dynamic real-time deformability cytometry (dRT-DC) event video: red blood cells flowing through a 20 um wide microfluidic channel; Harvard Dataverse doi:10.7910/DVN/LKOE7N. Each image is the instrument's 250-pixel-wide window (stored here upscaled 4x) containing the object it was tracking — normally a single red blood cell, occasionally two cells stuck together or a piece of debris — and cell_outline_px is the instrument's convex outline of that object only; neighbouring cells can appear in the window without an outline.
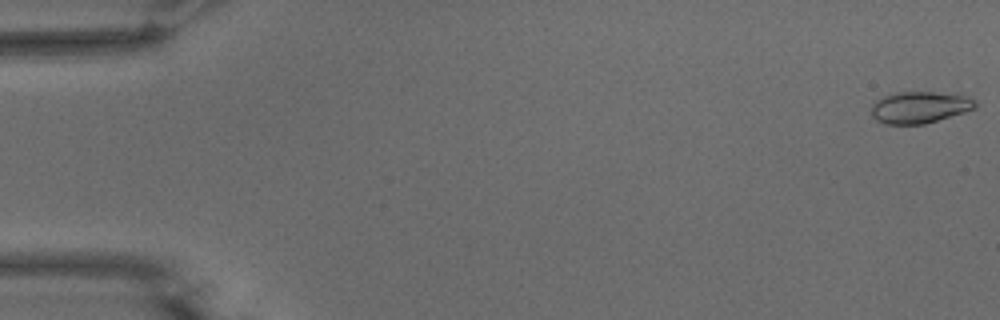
{"species": "common noctule bat (a hibernating species)", "species_latin": "Nyctalus noctula", "temperature_condition": "warm", "stored_images_in_passage": 28, "camera_frame_rate_fps": 3000, "um_per_image_px": 0.085, "animal": {"sex": "male", "body_mass_g": 15.6}, "frame": {"image": 1, "passage_image": 1, "time_ms": 0.0, "image_size_px": [1000, 320], "cell_outline_px": [[976, 108], [964, 112], [924, 124], [884, 124], [876, 120], [872, 116], [872, 104], [876, 100], [884, 96], [896, 92], [932, 92], [964, 96], [976, 100]], "centroid_in_image_um": [78.14, 9.13], "position_along_channel_um": 6.9, "area_um2": 19.02}}
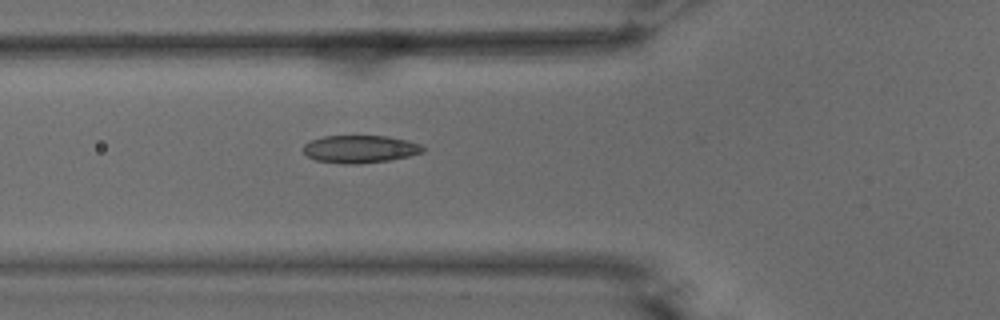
{"frame": {"image": 2, "passage_image": 20, "time_ms": 6.333, "image_size_px": [1000, 320], "cell_outline_px": [[424, 152], [392, 160], [360, 164], [340, 164], [316, 160], [308, 156], [304, 152], [304, 144], [312, 140], [324, 136], [388, 136], [408, 140], [420, 144], [424, 148]], "centroid_in_image_um": [30.63, 12.68], "position_along_channel_um": 95.2, "area_um2": 19.36}}
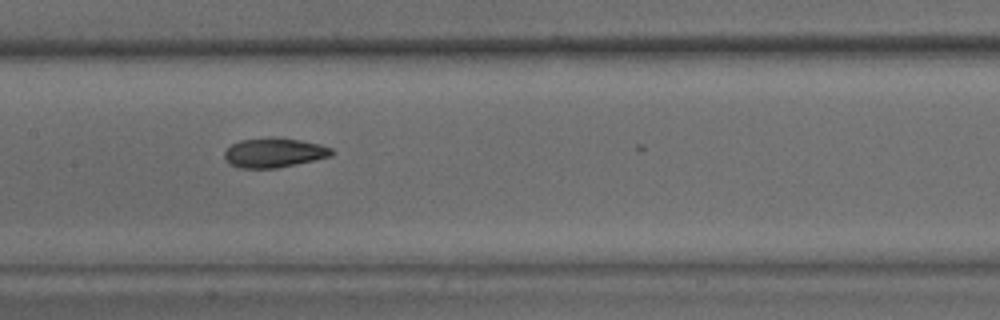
{"frame": {"image": 3, "passage_image": 27, "time_ms": 8.667, "image_size_px": [1000, 320], "cell_outline_px": [[336, 152], [332, 156], [276, 168], [240, 168], [228, 164], [224, 156], [224, 152], [232, 144], [240, 140], [268, 136], [272, 136], [300, 140], [320, 144], [332, 148]], "centroid_in_image_um": [23.29, 12.96], "position_along_channel_um": 184.1, "area_um2": 18.67}}